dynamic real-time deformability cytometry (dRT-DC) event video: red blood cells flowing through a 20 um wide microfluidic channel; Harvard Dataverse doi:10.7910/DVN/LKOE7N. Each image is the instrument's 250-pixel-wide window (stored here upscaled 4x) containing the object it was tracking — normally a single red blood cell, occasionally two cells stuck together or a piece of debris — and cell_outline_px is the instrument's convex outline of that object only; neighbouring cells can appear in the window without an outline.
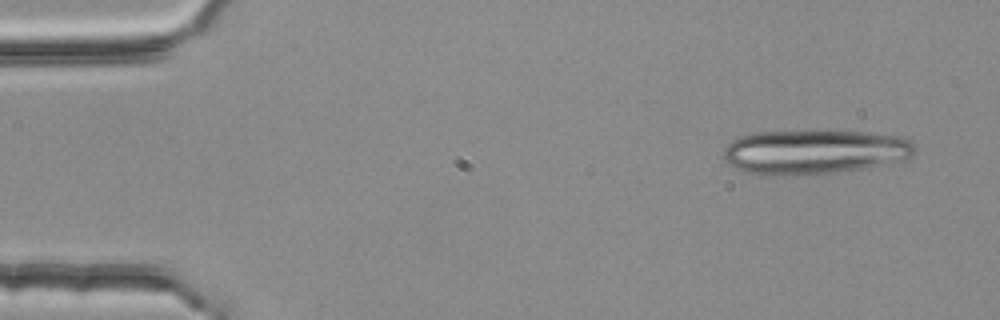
{"species": "common noctule bat (a hibernating species)", "species_latin": "Nyctalus noctula", "temperature_condition": "room temperature", "stored_images_in_passage": 4, "camera_frame_rate_fps": 3000, "um_per_image_px": 0.085, "animal": {"sex": "female", "body_mass_g": 25.1}, "frame": {"image": 1, "passage_image": 1, "time_ms": 0.0, "image_size_px": [1000, 320], "cell_outline_px": [[916, 152], [912, 156], [864, 168], [836, 172], [780, 176], [748, 172], [736, 168], [724, 160], [724, 148], [732, 140], [740, 136], [756, 132], [868, 132], [892, 136], [908, 140], [916, 144]], "centroid_in_image_um": [69.18, 12.91], "position_along_channel_um": 15.8, "area_um2": 48.61}}